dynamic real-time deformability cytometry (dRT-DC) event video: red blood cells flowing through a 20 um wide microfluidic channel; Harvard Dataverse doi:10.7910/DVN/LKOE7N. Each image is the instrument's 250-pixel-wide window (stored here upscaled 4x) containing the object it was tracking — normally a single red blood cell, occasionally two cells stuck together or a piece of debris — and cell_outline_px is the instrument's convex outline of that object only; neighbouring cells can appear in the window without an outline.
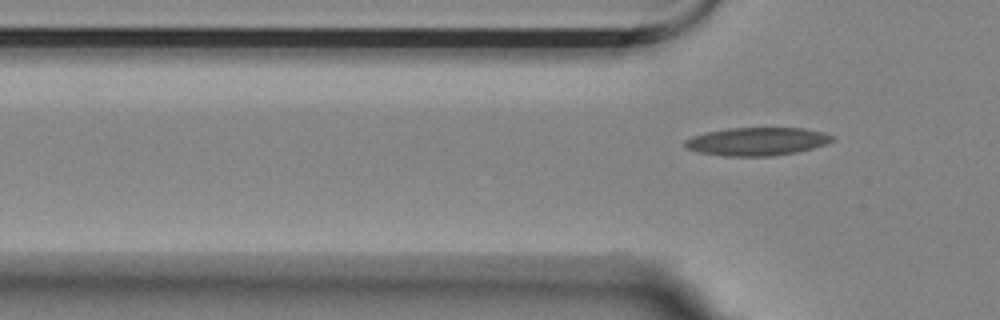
{"species": "Egyptian fruit bat (a non-hibernating species)", "species_latin": "Rousettus aegyptiacus", "temperature_condition": "room temperature", "stored_images_in_passage": 7, "camera_frame_rate_fps": 3000, "um_per_image_px": 0.085, "animal": {"sex": "female"}, "frame": {"image": 1, "passage_image": 7, "time_ms": 2.0, "image_size_px": [1000, 320], "cell_outline_px": [[836, 140], [812, 148], [796, 152], [772, 156], [724, 156], [700, 152], [688, 148], [684, 144], [684, 140], [692, 136], [708, 132], [728, 128], [804, 128], [824, 132], [836, 136]], "centroid_in_image_um": [64.39, 12.02], "position_along_channel_um": 61.4, "area_um2": 24.1}}